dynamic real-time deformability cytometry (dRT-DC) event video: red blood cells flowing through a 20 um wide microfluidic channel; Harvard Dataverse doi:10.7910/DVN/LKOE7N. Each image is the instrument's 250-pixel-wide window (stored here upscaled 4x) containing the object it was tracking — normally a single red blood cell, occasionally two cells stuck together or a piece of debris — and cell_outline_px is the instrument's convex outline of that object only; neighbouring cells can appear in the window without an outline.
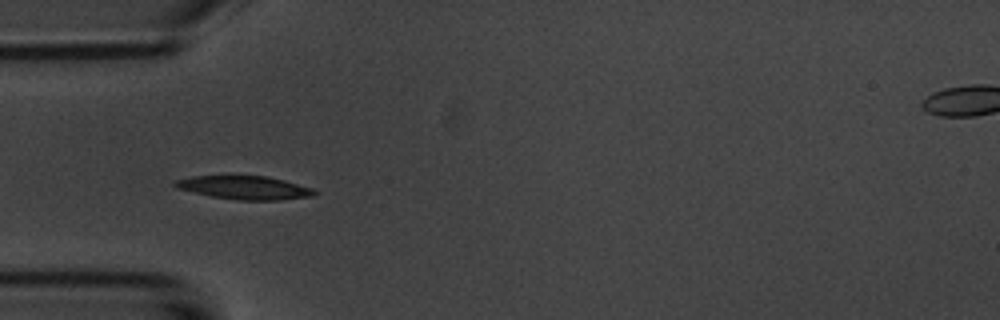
{"species": "common noctule bat (a hibernating species)", "species_latin": "Nyctalus noctula", "temperature_condition": "room temperature", "stored_images_in_passage": 5, "camera_frame_rate_fps": 3000, "um_per_image_px": 0.085, "animal": {"sex": "male", "body_mass_g": 20.1, "forearm_length_mm": 53.5}, "frame": {"image": 1, "passage_image": 4, "time_ms": 3.333, "image_size_px": [1000, 320], "cell_outline_px": [[316, 192], [312, 196], [280, 200], [236, 200], [212, 196], [176, 188], [172, 184], [172, 180], [192, 176], [264, 176], [284, 180], [312, 188]], "centroid_in_image_um": [20.73, 15.95], "position_along_channel_um": 64.3, "area_um2": 18.9}}